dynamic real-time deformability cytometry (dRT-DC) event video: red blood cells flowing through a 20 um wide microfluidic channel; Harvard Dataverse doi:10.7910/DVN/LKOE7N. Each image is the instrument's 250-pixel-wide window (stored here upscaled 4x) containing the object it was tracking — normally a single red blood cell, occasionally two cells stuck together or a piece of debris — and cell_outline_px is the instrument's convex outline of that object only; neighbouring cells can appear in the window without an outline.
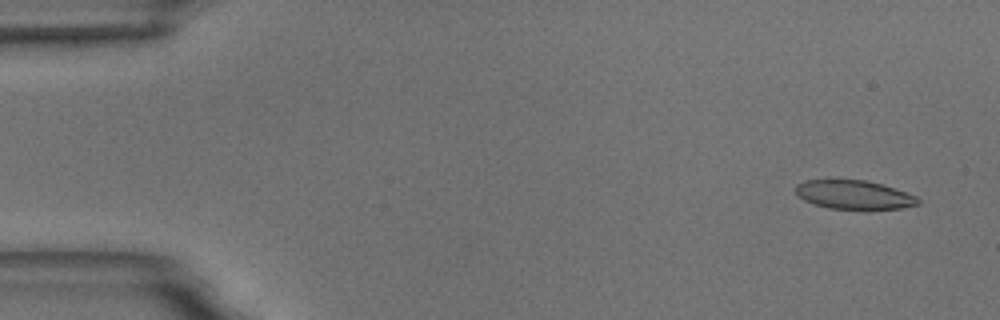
{"species": "common noctule bat (a hibernating species)", "species_latin": "Nyctalus noctula", "temperature_condition": "room temperature", "stored_images_in_passage": 6, "camera_frame_rate_fps": 3000, "um_per_image_px": 0.085, "animal": {"sex": "male", "body_mass_g": 18.8}, "frame": {"image": 1, "passage_image": 1, "time_ms": 0.0, "image_size_px": [1000, 320], "cell_outline_px": [[920, 204], [900, 208], [828, 208], [812, 204], [804, 200], [796, 192], [796, 184], [804, 180], [836, 176], [868, 180], [916, 196], [920, 200]], "centroid_in_image_um": [72.49, 16.48], "position_along_channel_um": 12.5, "area_um2": 21.04}}
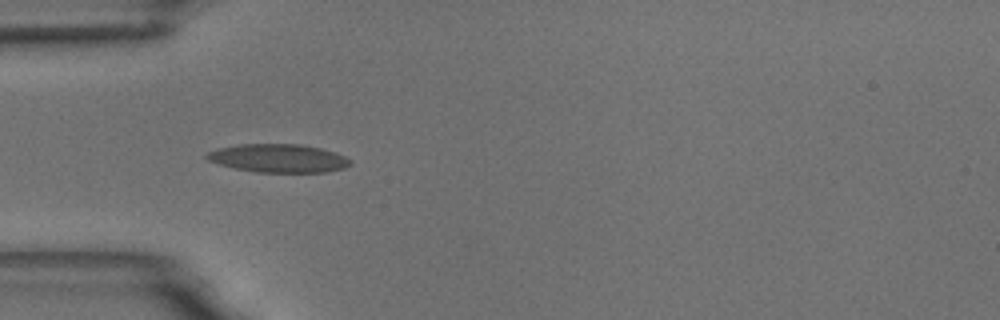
{"frame": {"image": 2, "passage_image": 5, "time_ms": 4.667, "image_size_px": [1000, 320], "cell_outline_px": [[352, 164], [344, 168], [328, 172], [256, 172], [236, 168], [220, 164], [208, 160], [204, 156], [208, 152], [216, 148], [240, 144], [300, 144], [320, 148], [336, 152], [352, 160]], "centroid_in_image_um": [23.69, 13.45], "position_along_channel_um": 61.3, "area_um2": 23.76}}
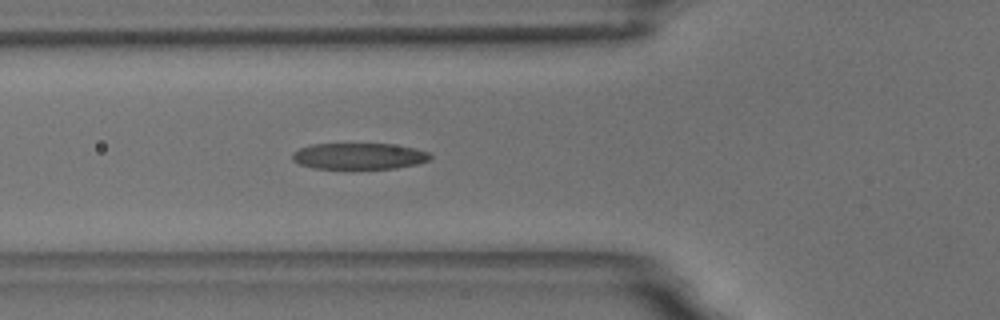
{"frame": {"image": 3, "passage_image": 6, "time_ms": 5.667, "image_size_px": [1000, 320], "cell_outline_px": [[432, 156], [428, 160], [416, 164], [396, 168], [312, 168], [300, 164], [292, 160], [292, 152], [300, 148], [312, 144], [392, 144], [416, 148], [428, 152]], "centroid_in_image_um": [30.5, 13.26], "position_along_channel_um": 95.3, "area_um2": 20.98}}